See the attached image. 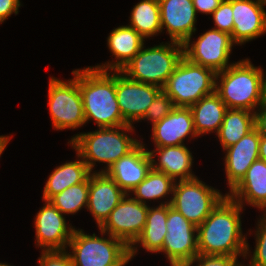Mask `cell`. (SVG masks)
Returning <instances> with one entry per match:
<instances>
[{
  "label": "cell",
  "mask_w": 266,
  "mask_h": 266,
  "mask_svg": "<svg viewBox=\"0 0 266 266\" xmlns=\"http://www.w3.org/2000/svg\"><path fill=\"white\" fill-rule=\"evenodd\" d=\"M160 5V18L162 32L170 41L184 43L197 31V13L192 0H158Z\"/></svg>",
  "instance_id": "cell-15"
},
{
  "label": "cell",
  "mask_w": 266,
  "mask_h": 266,
  "mask_svg": "<svg viewBox=\"0 0 266 266\" xmlns=\"http://www.w3.org/2000/svg\"><path fill=\"white\" fill-rule=\"evenodd\" d=\"M196 13L211 15L223 0H192Z\"/></svg>",
  "instance_id": "cell-37"
},
{
  "label": "cell",
  "mask_w": 266,
  "mask_h": 266,
  "mask_svg": "<svg viewBox=\"0 0 266 266\" xmlns=\"http://www.w3.org/2000/svg\"><path fill=\"white\" fill-rule=\"evenodd\" d=\"M76 156V160L56 166L50 173L43 189L42 201H49L53 196L89 177L91 171L87 164L77 153Z\"/></svg>",
  "instance_id": "cell-26"
},
{
  "label": "cell",
  "mask_w": 266,
  "mask_h": 266,
  "mask_svg": "<svg viewBox=\"0 0 266 266\" xmlns=\"http://www.w3.org/2000/svg\"><path fill=\"white\" fill-rule=\"evenodd\" d=\"M168 204L148 207L146 224L140 236L130 246V259L138 253V246L151 253H160L167 234ZM137 244V245H136Z\"/></svg>",
  "instance_id": "cell-24"
},
{
  "label": "cell",
  "mask_w": 266,
  "mask_h": 266,
  "mask_svg": "<svg viewBox=\"0 0 266 266\" xmlns=\"http://www.w3.org/2000/svg\"><path fill=\"white\" fill-rule=\"evenodd\" d=\"M151 157L142 141L127 155L112 164L105 173L126 193L136 188L151 170Z\"/></svg>",
  "instance_id": "cell-18"
},
{
  "label": "cell",
  "mask_w": 266,
  "mask_h": 266,
  "mask_svg": "<svg viewBox=\"0 0 266 266\" xmlns=\"http://www.w3.org/2000/svg\"><path fill=\"white\" fill-rule=\"evenodd\" d=\"M259 159L266 161V135H261L259 142Z\"/></svg>",
  "instance_id": "cell-39"
},
{
  "label": "cell",
  "mask_w": 266,
  "mask_h": 266,
  "mask_svg": "<svg viewBox=\"0 0 266 266\" xmlns=\"http://www.w3.org/2000/svg\"><path fill=\"white\" fill-rule=\"evenodd\" d=\"M194 129L198 137L203 134H217L228 107L214 92L201 98L191 107Z\"/></svg>",
  "instance_id": "cell-25"
},
{
  "label": "cell",
  "mask_w": 266,
  "mask_h": 266,
  "mask_svg": "<svg viewBox=\"0 0 266 266\" xmlns=\"http://www.w3.org/2000/svg\"><path fill=\"white\" fill-rule=\"evenodd\" d=\"M0 266H14V265H9L8 263H2V262H0Z\"/></svg>",
  "instance_id": "cell-43"
},
{
  "label": "cell",
  "mask_w": 266,
  "mask_h": 266,
  "mask_svg": "<svg viewBox=\"0 0 266 266\" xmlns=\"http://www.w3.org/2000/svg\"><path fill=\"white\" fill-rule=\"evenodd\" d=\"M134 131L135 127L128 124L118 127H102L92 132L75 134L68 144L70 143L75 153L87 164L91 173L97 172L94 171L96 162L106 163V166L98 171L105 172L142 141L131 137L133 135L129 133Z\"/></svg>",
  "instance_id": "cell-3"
},
{
  "label": "cell",
  "mask_w": 266,
  "mask_h": 266,
  "mask_svg": "<svg viewBox=\"0 0 266 266\" xmlns=\"http://www.w3.org/2000/svg\"><path fill=\"white\" fill-rule=\"evenodd\" d=\"M73 78L60 80L52 77L48 87V110L55 130H75L86 124L80 88L78 69L73 70Z\"/></svg>",
  "instance_id": "cell-8"
},
{
  "label": "cell",
  "mask_w": 266,
  "mask_h": 266,
  "mask_svg": "<svg viewBox=\"0 0 266 266\" xmlns=\"http://www.w3.org/2000/svg\"><path fill=\"white\" fill-rule=\"evenodd\" d=\"M195 263H197L196 266H244L236 256L206 254H198L182 266H194Z\"/></svg>",
  "instance_id": "cell-34"
},
{
  "label": "cell",
  "mask_w": 266,
  "mask_h": 266,
  "mask_svg": "<svg viewBox=\"0 0 266 266\" xmlns=\"http://www.w3.org/2000/svg\"><path fill=\"white\" fill-rule=\"evenodd\" d=\"M261 67L249 58L234 62L216 73L215 92L228 109L255 112L263 103Z\"/></svg>",
  "instance_id": "cell-4"
},
{
  "label": "cell",
  "mask_w": 266,
  "mask_h": 266,
  "mask_svg": "<svg viewBox=\"0 0 266 266\" xmlns=\"http://www.w3.org/2000/svg\"><path fill=\"white\" fill-rule=\"evenodd\" d=\"M175 182L176 181L172 177L151 168V170L147 173L146 178L141 181L129 195L133 196L135 200L145 205H148L147 202H151V200H154L153 202L157 200L158 202L159 199L167 200L160 201V205L171 204L172 196L169 197V199L167 198L168 196L173 195Z\"/></svg>",
  "instance_id": "cell-27"
},
{
  "label": "cell",
  "mask_w": 266,
  "mask_h": 266,
  "mask_svg": "<svg viewBox=\"0 0 266 266\" xmlns=\"http://www.w3.org/2000/svg\"><path fill=\"white\" fill-rule=\"evenodd\" d=\"M11 138L12 137H10L9 135L8 136L0 135V157L3 154L4 150L6 149Z\"/></svg>",
  "instance_id": "cell-40"
},
{
  "label": "cell",
  "mask_w": 266,
  "mask_h": 266,
  "mask_svg": "<svg viewBox=\"0 0 266 266\" xmlns=\"http://www.w3.org/2000/svg\"><path fill=\"white\" fill-rule=\"evenodd\" d=\"M243 210L226 195L197 227L198 253L245 258L248 238L242 230Z\"/></svg>",
  "instance_id": "cell-1"
},
{
  "label": "cell",
  "mask_w": 266,
  "mask_h": 266,
  "mask_svg": "<svg viewBox=\"0 0 266 266\" xmlns=\"http://www.w3.org/2000/svg\"><path fill=\"white\" fill-rule=\"evenodd\" d=\"M256 225L254 250L251 252L250 245L247 244L245 259L250 258L248 266H266V212H263Z\"/></svg>",
  "instance_id": "cell-31"
},
{
  "label": "cell",
  "mask_w": 266,
  "mask_h": 266,
  "mask_svg": "<svg viewBox=\"0 0 266 266\" xmlns=\"http://www.w3.org/2000/svg\"><path fill=\"white\" fill-rule=\"evenodd\" d=\"M255 128L260 135H266V106L262 103L254 112Z\"/></svg>",
  "instance_id": "cell-38"
},
{
  "label": "cell",
  "mask_w": 266,
  "mask_h": 266,
  "mask_svg": "<svg viewBox=\"0 0 266 266\" xmlns=\"http://www.w3.org/2000/svg\"><path fill=\"white\" fill-rule=\"evenodd\" d=\"M155 148L148 150L153 170L165 173L175 181L190 180L197 177L192 171L194 163L192 152L185 144Z\"/></svg>",
  "instance_id": "cell-21"
},
{
  "label": "cell",
  "mask_w": 266,
  "mask_h": 266,
  "mask_svg": "<svg viewBox=\"0 0 266 266\" xmlns=\"http://www.w3.org/2000/svg\"><path fill=\"white\" fill-rule=\"evenodd\" d=\"M99 232L101 237L75 228L67 246L73 266H126L131 261L130 247L119 238Z\"/></svg>",
  "instance_id": "cell-5"
},
{
  "label": "cell",
  "mask_w": 266,
  "mask_h": 266,
  "mask_svg": "<svg viewBox=\"0 0 266 266\" xmlns=\"http://www.w3.org/2000/svg\"><path fill=\"white\" fill-rule=\"evenodd\" d=\"M148 207L126 194L98 229L121 239L130 247L144 229Z\"/></svg>",
  "instance_id": "cell-12"
},
{
  "label": "cell",
  "mask_w": 266,
  "mask_h": 266,
  "mask_svg": "<svg viewBox=\"0 0 266 266\" xmlns=\"http://www.w3.org/2000/svg\"><path fill=\"white\" fill-rule=\"evenodd\" d=\"M183 57L184 46L179 42H161L148 48L143 45L120 71L131 80L163 88Z\"/></svg>",
  "instance_id": "cell-6"
},
{
  "label": "cell",
  "mask_w": 266,
  "mask_h": 266,
  "mask_svg": "<svg viewBox=\"0 0 266 266\" xmlns=\"http://www.w3.org/2000/svg\"><path fill=\"white\" fill-rule=\"evenodd\" d=\"M261 75H262V98L263 101L266 99V71L264 73V69L261 67Z\"/></svg>",
  "instance_id": "cell-41"
},
{
  "label": "cell",
  "mask_w": 266,
  "mask_h": 266,
  "mask_svg": "<svg viewBox=\"0 0 266 266\" xmlns=\"http://www.w3.org/2000/svg\"><path fill=\"white\" fill-rule=\"evenodd\" d=\"M232 11L235 44L241 46L266 33V10L258 0H232Z\"/></svg>",
  "instance_id": "cell-17"
},
{
  "label": "cell",
  "mask_w": 266,
  "mask_h": 266,
  "mask_svg": "<svg viewBox=\"0 0 266 266\" xmlns=\"http://www.w3.org/2000/svg\"><path fill=\"white\" fill-rule=\"evenodd\" d=\"M130 24L145 40L162 33L158 0H141L130 13Z\"/></svg>",
  "instance_id": "cell-29"
},
{
  "label": "cell",
  "mask_w": 266,
  "mask_h": 266,
  "mask_svg": "<svg viewBox=\"0 0 266 266\" xmlns=\"http://www.w3.org/2000/svg\"><path fill=\"white\" fill-rule=\"evenodd\" d=\"M167 234L162 253L170 266H182L198 253L197 227L168 204Z\"/></svg>",
  "instance_id": "cell-11"
},
{
  "label": "cell",
  "mask_w": 266,
  "mask_h": 266,
  "mask_svg": "<svg viewBox=\"0 0 266 266\" xmlns=\"http://www.w3.org/2000/svg\"><path fill=\"white\" fill-rule=\"evenodd\" d=\"M211 16L215 25L213 29L232 34L234 29L232 0H223Z\"/></svg>",
  "instance_id": "cell-33"
},
{
  "label": "cell",
  "mask_w": 266,
  "mask_h": 266,
  "mask_svg": "<svg viewBox=\"0 0 266 266\" xmlns=\"http://www.w3.org/2000/svg\"><path fill=\"white\" fill-rule=\"evenodd\" d=\"M261 135L254 128L237 143L225 148L224 171L229 192L246 175L253 162L259 159V142Z\"/></svg>",
  "instance_id": "cell-16"
},
{
  "label": "cell",
  "mask_w": 266,
  "mask_h": 266,
  "mask_svg": "<svg viewBox=\"0 0 266 266\" xmlns=\"http://www.w3.org/2000/svg\"><path fill=\"white\" fill-rule=\"evenodd\" d=\"M175 108L172 99L161 90L154 101L147 108L143 118L141 120L150 121V124H154L162 120L166 115L171 113Z\"/></svg>",
  "instance_id": "cell-32"
},
{
  "label": "cell",
  "mask_w": 266,
  "mask_h": 266,
  "mask_svg": "<svg viewBox=\"0 0 266 266\" xmlns=\"http://www.w3.org/2000/svg\"><path fill=\"white\" fill-rule=\"evenodd\" d=\"M39 266H73L67 250L41 251Z\"/></svg>",
  "instance_id": "cell-35"
},
{
  "label": "cell",
  "mask_w": 266,
  "mask_h": 266,
  "mask_svg": "<svg viewBox=\"0 0 266 266\" xmlns=\"http://www.w3.org/2000/svg\"><path fill=\"white\" fill-rule=\"evenodd\" d=\"M151 131L155 147L184 145L186 139L198 137L190 107H175L162 120L154 123Z\"/></svg>",
  "instance_id": "cell-20"
},
{
  "label": "cell",
  "mask_w": 266,
  "mask_h": 266,
  "mask_svg": "<svg viewBox=\"0 0 266 266\" xmlns=\"http://www.w3.org/2000/svg\"><path fill=\"white\" fill-rule=\"evenodd\" d=\"M107 37V45L114 59L91 66L104 71H120L143 47L145 39L127 25L114 28Z\"/></svg>",
  "instance_id": "cell-22"
},
{
  "label": "cell",
  "mask_w": 266,
  "mask_h": 266,
  "mask_svg": "<svg viewBox=\"0 0 266 266\" xmlns=\"http://www.w3.org/2000/svg\"><path fill=\"white\" fill-rule=\"evenodd\" d=\"M227 195L242 207L247 204L266 212V161L255 160Z\"/></svg>",
  "instance_id": "cell-23"
},
{
  "label": "cell",
  "mask_w": 266,
  "mask_h": 266,
  "mask_svg": "<svg viewBox=\"0 0 266 266\" xmlns=\"http://www.w3.org/2000/svg\"><path fill=\"white\" fill-rule=\"evenodd\" d=\"M161 87L131 80L116 71V97L122 117L128 125L140 122Z\"/></svg>",
  "instance_id": "cell-13"
},
{
  "label": "cell",
  "mask_w": 266,
  "mask_h": 266,
  "mask_svg": "<svg viewBox=\"0 0 266 266\" xmlns=\"http://www.w3.org/2000/svg\"><path fill=\"white\" fill-rule=\"evenodd\" d=\"M255 128L254 112L246 109H228L216 136L222 151L237 143L243 136Z\"/></svg>",
  "instance_id": "cell-28"
},
{
  "label": "cell",
  "mask_w": 266,
  "mask_h": 266,
  "mask_svg": "<svg viewBox=\"0 0 266 266\" xmlns=\"http://www.w3.org/2000/svg\"><path fill=\"white\" fill-rule=\"evenodd\" d=\"M21 6L20 0H0V25L12 14L17 15Z\"/></svg>",
  "instance_id": "cell-36"
},
{
  "label": "cell",
  "mask_w": 266,
  "mask_h": 266,
  "mask_svg": "<svg viewBox=\"0 0 266 266\" xmlns=\"http://www.w3.org/2000/svg\"><path fill=\"white\" fill-rule=\"evenodd\" d=\"M44 202L34 218L35 245L41 251L67 250L75 227L67 225L66 217L50 201Z\"/></svg>",
  "instance_id": "cell-14"
},
{
  "label": "cell",
  "mask_w": 266,
  "mask_h": 266,
  "mask_svg": "<svg viewBox=\"0 0 266 266\" xmlns=\"http://www.w3.org/2000/svg\"><path fill=\"white\" fill-rule=\"evenodd\" d=\"M227 195L207 185L198 177L177 180L174 185L171 207L198 227Z\"/></svg>",
  "instance_id": "cell-9"
},
{
  "label": "cell",
  "mask_w": 266,
  "mask_h": 266,
  "mask_svg": "<svg viewBox=\"0 0 266 266\" xmlns=\"http://www.w3.org/2000/svg\"><path fill=\"white\" fill-rule=\"evenodd\" d=\"M125 195L126 193L105 172H94L89 175V196L86 209L93 215L98 228Z\"/></svg>",
  "instance_id": "cell-19"
},
{
  "label": "cell",
  "mask_w": 266,
  "mask_h": 266,
  "mask_svg": "<svg viewBox=\"0 0 266 266\" xmlns=\"http://www.w3.org/2000/svg\"><path fill=\"white\" fill-rule=\"evenodd\" d=\"M192 39L183 43L184 57L190 62L211 68L216 73L233 64L229 59L236 44L230 34L212 28L201 33L196 41Z\"/></svg>",
  "instance_id": "cell-10"
},
{
  "label": "cell",
  "mask_w": 266,
  "mask_h": 266,
  "mask_svg": "<svg viewBox=\"0 0 266 266\" xmlns=\"http://www.w3.org/2000/svg\"><path fill=\"white\" fill-rule=\"evenodd\" d=\"M89 196V177L82 183L70 186L49 201L63 214L75 215L87 208Z\"/></svg>",
  "instance_id": "cell-30"
},
{
  "label": "cell",
  "mask_w": 266,
  "mask_h": 266,
  "mask_svg": "<svg viewBox=\"0 0 266 266\" xmlns=\"http://www.w3.org/2000/svg\"><path fill=\"white\" fill-rule=\"evenodd\" d=\"M216 72L183 57L162 90L175 107H191L201 98L215 92Z\"/></svg>",
  "instance_id": "cell-7"
},
{
  "label": "cell",
  "mask_w": 266,
  "mask_h": 266,
  "mask_svg": "<svg viewBox=\"0 0 266 266\" xmlns=\"http://www.w3.org/2000/svg\"><path fill=\"white\" fill-rule=\"evenodd\" d=\"M264 7L266 6V0H258Z\"/></svg>",
  "instance_id": "cell-42"
},
{
  "label": "cell",
  "mask_w": 266,
  "mask_h": 266,
  "mask_svg": "<svg viewBox=\"0 0 266 266\" xmlns=\"http://www.w3.org/2000/svg\"><path fill=\"white\" fill-rule=\"evenodd\" d=\"M78 85L86 124L94 121L98 128L127 125L117 102L116 71L78 69Z\"/></svg>",
  "instance_id": "cell-2"
}]
</instances>
